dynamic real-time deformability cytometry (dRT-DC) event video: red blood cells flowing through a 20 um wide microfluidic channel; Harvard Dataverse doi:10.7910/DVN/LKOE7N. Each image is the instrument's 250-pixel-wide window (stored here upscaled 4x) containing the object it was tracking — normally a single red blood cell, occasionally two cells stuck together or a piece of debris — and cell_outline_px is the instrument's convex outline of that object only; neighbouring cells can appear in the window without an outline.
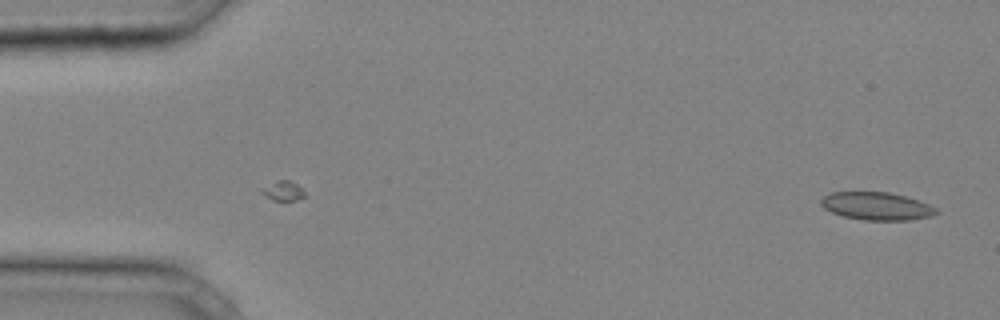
{"species": "common noctule bat (a hibernating species)", "species_latin": "Nyctalus noctula", "temperature_condition": "cold", "stored_images_in_passage": 9, "camera_frame_rate_fps": 3000, "um_per_image_px": 0.085, "animal": {"sex": "male", "body_mass_g": 20.4}, "frame": {"image": 1, "passage_image": 9, "time_ms": 2.667, "image_size_px": [1000, 320], "cell_outline_px": [[940, 212], [932, 216], [908, 220], [864, 220], [844, 216], [832, 212], [824, 208], [820, 204], [820, 200], [824, 196], [832, 192], [888, 192], [920, 200], [936, 208]], "centroid_in_image_um": [74.53, 17.52], "position_along_channel_um": 10.5, "area_um2": 18.67}}